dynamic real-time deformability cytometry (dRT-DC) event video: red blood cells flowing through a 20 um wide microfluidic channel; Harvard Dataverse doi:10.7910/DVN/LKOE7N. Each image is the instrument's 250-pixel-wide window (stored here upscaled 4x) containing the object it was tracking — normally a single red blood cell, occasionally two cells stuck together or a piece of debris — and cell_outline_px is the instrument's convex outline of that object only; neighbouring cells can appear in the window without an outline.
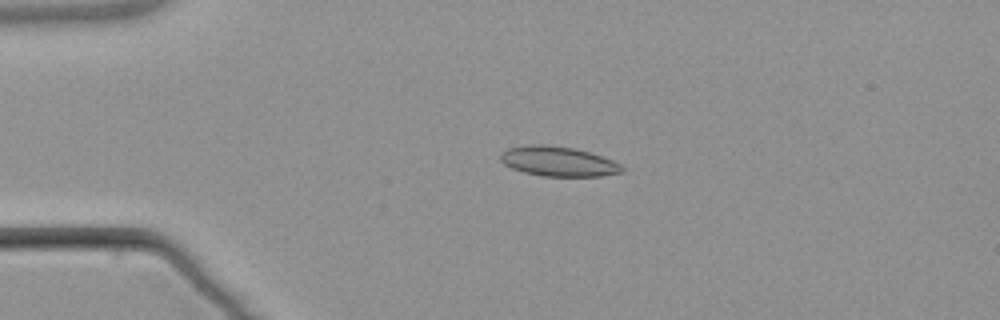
{"species": "common noctule bat (a hibernating species)", "species_latin": "Nyctalus noctula", "temperature_condition": "warm", "stored_images_in_passage": 5, "camera_frame_rate_fps": 3000, "um_per_image_px": 0.085, "animal": {"sex": "male", "body_mass_g": 21.5, "forearm_length_mm": 52.0}, "frame": {"image": 1, "passage_image": 4, "time_ms": 4.0, "image_size_px": [1000, 320], "cell_outline_px": [[624, 172], [600, 176], [544, 176], [524, 172], [512, 168], [504, 164], [500, 160], [500, 156], [508, 148], [528, 144], [544, 144], [576, 148], [612, 160], [620, 164], [624, 168]], "centroid_in_image_um": [47.45, 13.71], "position_along_channel_um": 37.5, "area_um2": 21.04}}